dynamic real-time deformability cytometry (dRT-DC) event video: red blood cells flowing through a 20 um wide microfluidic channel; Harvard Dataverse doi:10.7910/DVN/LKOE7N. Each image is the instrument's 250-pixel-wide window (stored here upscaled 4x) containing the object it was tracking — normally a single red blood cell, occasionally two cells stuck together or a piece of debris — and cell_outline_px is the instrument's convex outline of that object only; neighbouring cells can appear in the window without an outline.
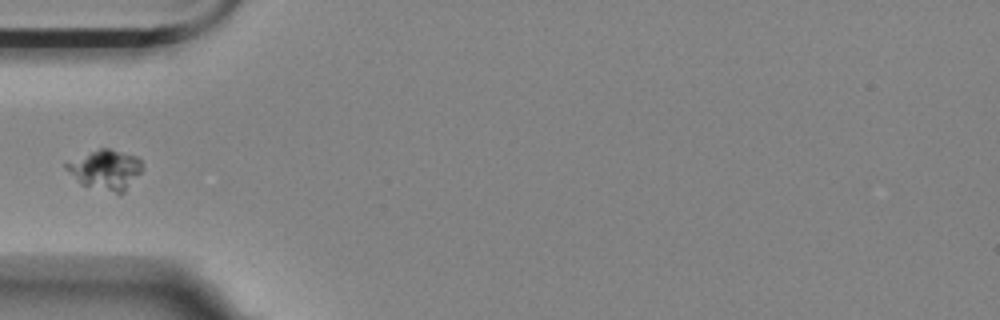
{"species": "Egyptian fruit bat (a non-hibernating species)", "species_latin": "Rousettus aegyptiacus", "temperature_condition": "room temperature", "stored_images_in_passage": 6, "camera_frame_rate_fps": 3000, "um_per_image_px": 0.085, "animal": {"sex": "female"}, "frame": {"image": 1, "passage_image": 6, "time_ms": 10.0, "image_size_px": [1000, 320], "cell_outline_px": [[144, 168], [124, 192], [120, 196], [80, 184], [64, 164], [100, 148], [108, 148], [136, 156], [140, 160]], "centroid_in_image_um": [9.03, 14.47], "position_along_channel_um": 76.0, "area_um2": 17.46}}